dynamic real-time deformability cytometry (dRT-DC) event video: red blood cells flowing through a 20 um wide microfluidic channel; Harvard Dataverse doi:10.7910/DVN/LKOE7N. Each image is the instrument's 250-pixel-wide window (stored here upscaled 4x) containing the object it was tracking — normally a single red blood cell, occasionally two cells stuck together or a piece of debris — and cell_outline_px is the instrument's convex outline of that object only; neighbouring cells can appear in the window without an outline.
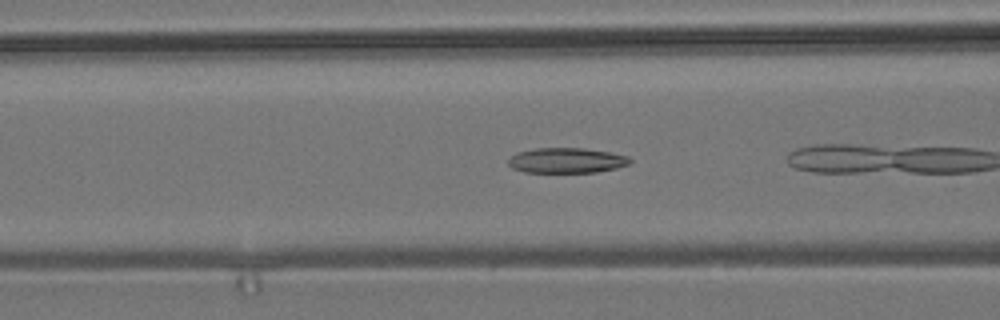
{"species": "common noctule bat (a hibernating species)", "species_latin": "Nyctalus noctula", "temperature_condition": "room temperature", "stored_images_in_passage": 5, "camera_frame_rate_fps": 3000, "um_per_image_px": 0.085, "animal": {"sex": "male", "body_mass_g": 19.2, "forearm_length_mm": 51.8}, "frame": {"image": 1, "passage_image": 4, "time_ms": 1.0, "image_size_px": [1000, 320], "cell_outline_px": [[632, 160], [628, 164], [616, 168], [596, 172], [524, 172], [512, 168], [508, 164], [508, 160], [516, 152], [536, 148], [584, 148], [608, 152], [628, 156]], "centroid_in_image_um": [48.14, 13.63], "position_along_channel_um": 118.5, "area_um2": 17.8}}